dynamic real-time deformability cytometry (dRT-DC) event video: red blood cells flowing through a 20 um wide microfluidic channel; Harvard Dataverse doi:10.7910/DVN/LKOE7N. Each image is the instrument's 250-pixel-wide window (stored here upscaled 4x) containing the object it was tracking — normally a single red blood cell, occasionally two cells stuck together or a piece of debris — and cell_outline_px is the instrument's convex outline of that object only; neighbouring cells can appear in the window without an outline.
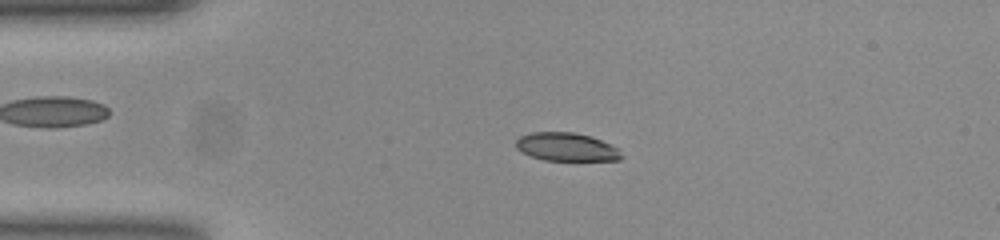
{"species": "common noctule bat (a hibernating species)", "species_latin": "Nyctalus noctula", "temperature_condition": "room temperature", "stored_images_in_passage": 52, "camera_frame_rate_fps": 3000, "um_per_image_px": 0.085, "animal": {"sex": "female", "body_mass_g": 23.0, "forearm_length_mm": 53.4}, "frame": {"image": 1, "passage_image": 11, "time_ms": 3.333, "image_size_px": [1000, 240], "cell_outline_px": [[624, 156], [620, 160], [544, 160], [532, 156], [516, 148], [516, 140], [520, 136], [528, 132], [576, 132], [592, 136], [616, 148]], "centroid_in_image_um": [48.14, 12.48], "position_along_channel_um": 36.9, "area_um2": 17.28}}
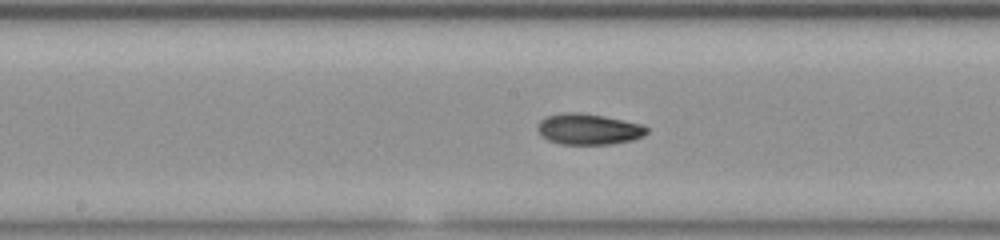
{"frame": {"image": 2, "passage_image": 26, "time_ms": 8.333, "image_size_px": [1000, 240], "cell_outline_px": [[648, 132], [644, 136], [632, 140], [608, 144], [560, 144], [548, 140], [536, 128], [540, 120], [544, 116], [564, 112], [580, 112], [604, 116], [640, 124], [648, 128]], "centroid_in_image_um": [50.01, 10.97], "position_along_channel_um": 198.2, "area_um2": 19.65}}
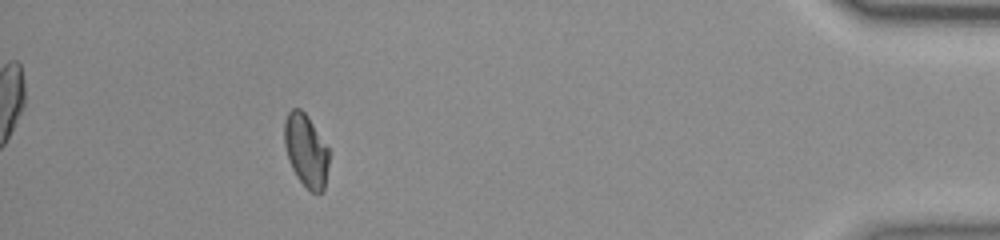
{"frame": {"image": 3, "passage_image": 47, "time_ms": 15.333, "image_size_px": [1000, 240], "cell_outline_px": [[328, 164], [324, 188], [320, 192], [312, 192], [296, 176], [292, 168], [284, 144], [284, 120], [288, 112], [292, 108], [300, 108], [308, 116], [328, 148]], "centroid_in_image_um": [25.99, 12.75], "position_along_channel_um": 409.2, "area_um2": 18.61}, "authors_computed_cell_mechanics": {"area_um2": 18.785, "velocity_mm_per_s": 3.8687, "shape_relaxation_time_tau1_ms": 6.8085, "shape_relaxation_time_tau2_ms": 2.4969, "deformation_change_tau1": 0.1997, "deformation_change_tau2": 0.0667}}